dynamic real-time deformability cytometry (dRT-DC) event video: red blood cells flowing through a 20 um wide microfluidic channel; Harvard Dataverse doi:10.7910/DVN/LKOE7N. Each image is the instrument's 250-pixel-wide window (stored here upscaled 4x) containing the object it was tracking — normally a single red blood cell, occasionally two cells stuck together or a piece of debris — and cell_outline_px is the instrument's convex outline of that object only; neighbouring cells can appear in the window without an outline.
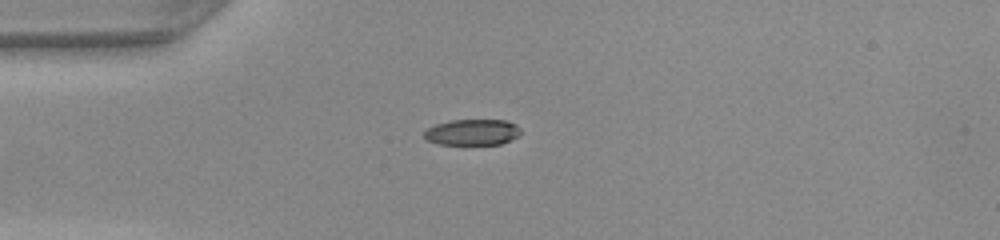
{"species": "common noctule bat (a hibernating species)", "species_latin": "Nyctalus noctula", "temperature_condition": "warm", "stored_images_in_passage": 37, "camera_frame_rate_fps": 3000, "um_per_image_px": 0.085, "animal": {"sex": "female", "body_mass_g": 22.0, "forearm_length_mm": 56.7}, "frame": {"image": 1, "passage_image": 1, "time_ms": 0.0, "image_size_px": [1000, 240], "cell_outline_px": [[520, 132], [516, 136], [500, 144], [440, 144], [428, 140], [424, 136], [424, 132], [428, 128], [436, 124], [452, 120], [504, 120], [516, 124], [520, 128]], "centroid_in_image_um": [40.14, 11.23], "position_along_channel_um": 44.9, "area_um2": 14.33}}
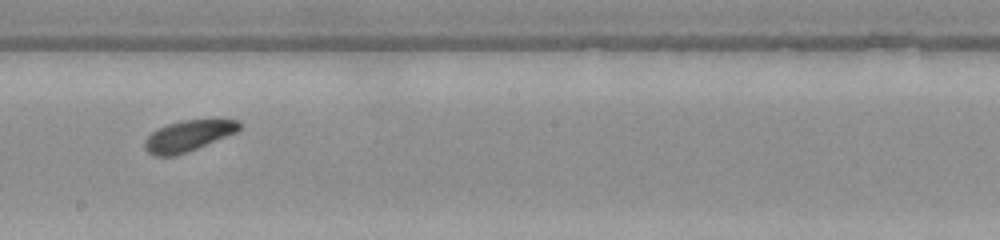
{"frame": {"image": 2, "passage_image": 16, "time_ms": 5.0, "image_size_px": [1000, 240], "cell_outline_px": [[240, 128], [236, 132], [176, 156], [156, 156], [148, 152], [144, 148], [144, 140], [152, 132], [168, 124], [184, 120], [240, 120]], "centroid_in_image_um": [15.96, 11.55], "position_along_channel_um": 232.2, "area_um2": 16.65}}
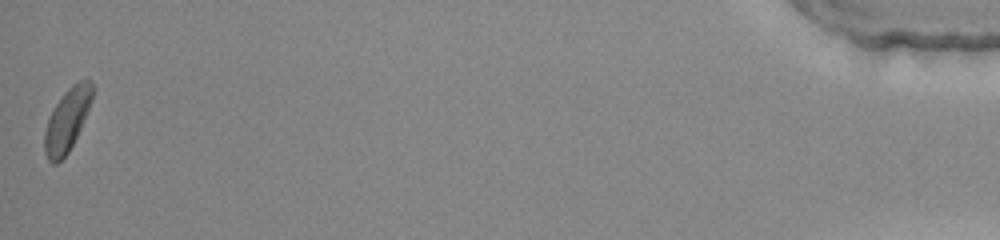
{"frame": {"image": 3, "passage_image": 37, "time_ms": 12.0, "image_size_px": [1000, 240], "cell_outline_px": [[96, 88], [92, 100], [80, 128], [68, 152], [56, 164], [52, 164], [48, 160], [44, 152], [44, 132], [48, 120], [56, 104], [64, 92], [72, 84], [80, 80], [92, 80]], "centroid_in_image_um": [5.72, 10.16], "position_along_channel_um": 429.5, "area_um2": 17.4}, "authors_computed_cell_mechanics": {"area_um2": 16.9354, "velocity_mm_per_s": 4.1507, "shape_relaxation_time_tau1_ms": 1.7881, "shape_relaxation_time_tau2_ms": 4.0851, "deformation_change_tau1": 0.09, "deformation_change_tau2": 0.1161}}